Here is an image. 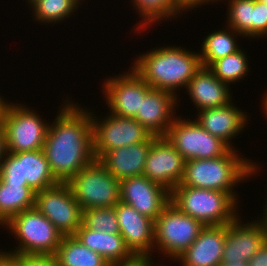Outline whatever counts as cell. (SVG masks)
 Returning a JSON list of instances; mask_svg holds the SVG:
<instances>
[{
	"instance_id": "24",
	"label": "cell",
	"mask_w": 267,
	"mask_h": 266,
	"mask_svg": "<svg viewBox=\"0 0 267 266\" xmlns=\"http://www.w3.org/2000/svg\"><path fill=\"white\" fill-rule=\"evenodd\" d=\"M238 35L244 39L241 34L226 25L225 28L213 30L205 36L199 52L202 66L209 67L214 61L238 51L241 48L237 40Z\"/></svg>"
},
{
	"instance_id": "3",
	"label": "cell",
	"mask_w": 267,
	"mask_h": 266,
	"mask_svg": "<svg viewBox=\"0 0 267 266\" xmlns=\"http://www.w3.org/2000/svg\"><path fill=\"white\" fill-rule=\"evenodd\" d=\"M257 164L259 163L241 156V152L235 149H229L224 155L212 159H189L185 161L180 184L199 189L236 192L234 189L240 183L246 182L251 176L260 175L258 171L262 168Z\"/></svg>"
},
{
	"instance_id": "34",
	"label": "cell",
	"mask_w": 267,
	"mask_h": 266,
	"mask_svg": "<svg viewBox=\"0 0 267 266\" xmlns=\"http://www.w3.org/2000/svg\"><path fill=\"white\" fill-rule=\"evenodd\" d=\"M217 1L219 2V0H175V3L183 12L187 13L195 8H201L202 5L205 6L214 2L218 4Z\"/></svg>"
},
{
	"instance_id": "39",
	"label": "cell",
	"mask_w": 267,
	"mask_h": 266,
	"mask_svg": "<svg viewBox=\"0 0 267 266\" xmlns=\"http://www.w3.org/2000/svg\"><path fill=\"white\" fill-rule=\"evenodd\" d=\"M219 266H248V262L245 261H229L227 263H221Z\"/></svg>"
},
{
	"instance_id": "9",
	"label": "cell",
	"mask_w": 267,
	"mask_h": 266,
	"mask_svg": "<svg viewBox=\"0 0 267 266\" xmlns=\"http://www.w3.org/2000/svg\"><path fill=\"white\" fill-rule=\"evenodd\" d=\"M164 137L185 160L212 159L224 155L230 149L219 138L203 129L193 117L191 120L177 116Z\"/></svg>"
},
{
	"instance_id": "12",
	"label": "cell",
	"mask_w": 267,
	"mask_h": 266,
	"mask_svg": "<svg viewBox=\"0 0 267 266\" xmlns=\"http://www.w3.org/2000/svg\"><path fill=\"white\" fill-rule=\"evenodd\" d=\"M35 207L63 236H70L82 224L83 210L67 183L59 182L35 193Z\"/></svg>"
},
{
	"instance_id": "19",
	"label": "cell",
	"mask_w": 267,
	"mask_h": 266,
	"mask_svg": "<svg viewBox=\"0 0 267 266\" xmlns=\"http://www.w3.org/2000/svg\"><path fill=\"white\" fill-rule=\"evenodd\" d=\"M196 116L195 120L203 129L219 138L230 149L236 150L232 139L239 136L250 121L247 112L235 106L233 101L222 107L196 112Z\"/></svg>"
},
{
	"instance_id": "40",
	"label": "cell",
	"mask_w": 267,
	"mask_h": 266,
	"mask_svg": "<svg viewBox=\"0 0 267 266\" xmlns=\"http://www.w3.org/2000/svg\"><path fill=\"white\" fill-rule=\"evenodd\" d=\"M262 101H261L262 105H260V106L262 107V110L264 112V117L266 119L267 118V90L265 92V95H263V100Z\"/></svg>"
},
{
	"instance_id": "16",
	"label": "cell",
	"mask_w": 267,
	"mask_h": 266,
	"mask_svg": "<svg viewBox=\"0 0 267 266\" xmlns=\"http://www.w3.org/2000/svg\"><path fill=\"white\" fill-rule=\"evenodd\" d=\"M115 211L125 245L137 259H154L155 221L119 201Z\"/></svg>"
},
{
	"instance_id": "1",
	"label": "cell",
	"mask_w": 267,
	"mask_h": 266,
	"mask_svg": "<svg viewBox=\"0 0 267 266\" xmlns=\"http://www.w3.org/2000/svg\"><path fill=\"white\" fill-rule=\"evenodd\" d=\"M69 98L65 97L54 121L49 122L42 149L52 174L61 183L95 160L91 110Z\"/></svg>"
},
{
	"instance_id": "14",
	"label": "cell",
	"mask_w": 267,
	"mask_h": 266,
	"mask_svg": "<svg viewBox=\"0 0 267 266\" xmlns=\"http://www.w3.org/2000/svg\"><path fill=\"white\" fill-rule=\"evenodd\" d=\"M246 222L239 215L227 224L221 263L237 260L248 262L267 240V220L264 217L258 216L257 220Z\"/></svg>"
},
{
	"instance_id": "27",
	"label": "cell",
	"mask_w": 267,
	"mask_h": 266,
	"mask_svg": "<svg viewBox=\"0 0 267 266\" xmlns=\"http://www.w3.org/2000/svg\"><path fill=\"white\" fill-rule=\"evenodd\" d=\"M54 256L58 266H110L100 254L87 248L74 235L63 236Z\"/></svg>"
},
{
	"instance_id": "38",
	"label": "cell",
	"mask_w": 267,
	"mask_h": 266,
	"mask_svg": "<svg viewBox=\"0 0 267 266\" xmlns=\"http://www.w3.org/2000/svg\"><path fill=\"white\" fill-rule=\"evenodd\" d=\"M153 259H136L134 262L123 265H114V266H153L155 263Z\"/></svg>"
},
{
	"instance_id": "44",
	"label": "cell",
	"mask_w": 267,
	"mask_h": 266,
	"mask_svg": "<svg viewBox=\"0 0 267 266\" xmlns=\"http://www.w3.org/2000/svg\"><path fill=\"white\" fill-rule=\"evenodd\" d=\"M160 263H161V262H159L158 265H157V263H155L153 266H166V265H164L163 263H161V264H160ZM167 266H168V265H167Z\"/></svg>"
},
{
	"instance_id": "37",
	"label": "cell",
	"mask_w": 267,
	"mask_h": 266,
	"mask_svg": "<svg viewBox=\"0 0 267 266\" xmlns=\"http://www.w3.org/2000/svg\"><path fill=\"white\" fill-rule=\"evenodd\" d=\"M7 154L6 136L4 128L0 122V163Z\"/></svg>"
},
{
	"instance_id": "25",
	"label": "cell",
	"mask_w": 267,
	"mask_h": 266,
	"mask_svg": "<svg viewBox=\"0 0 267 266\" xmlns=\"http://www.w3.org/2000/svg\"><path fill=\"white\" fill-rule=\"evenodd\" d=\"M130 4L141 18L134 28L135 33L147 32L154 24L176 19L184 13L176 5L175 0H131Z\"/></svg>"
},
{
	"instance_id": "6",
	"label": "cell",
	"mask_w": 267,
	"mask_h": 266,
	"mask_svg": "<svg viewBox=\"0 0 267 266\" xmlns=\"http://www.w3.org/2000/svg\"><path fill=\"white\" fill-rule=\"evenodd\" d=\"M15 103L5 101L0 116L6 136L7 152L42 150L49 121L46 123L47 121L43 120L33 107L20 104V101Z\"/></svg>"
},
{
	"instance_id": "4",
	"label": "cell",
	"mask_w": 267,
	"mask_h": 266,
	"mask_svg": "<svg viewBox=\"0 0 267 266\" xmlns=\"http://www.w3.org/2000/svg\"><path fill=\"white\" fill-rule=\"evenodd\" d=\"M237 192L199 189L178 184L171 191L170 202L181 212L199 220L204 226L227 225L240 214Z\"/></svg>"
},
{
	"instance_id": "10",
	"label": "cell",
	"mask_w": 267,
	"mask_h": 266,
	"mask_svg": "<svg viewBox=\"0 0 267 266\" xmlns=\"http://www.w3.org/2000/svg\"><path fill=\"white\" fill-rule=\"evenodd\" d=\"M0 180L5 184H27L35 193L59 183L43 150L7 152L0 163Z\"/></svg>"
},
{
	"instance_id": "31",
	"label": "cell",
	"mask_w": 267,
	"mask_h": 266,
	"mask_svg": "<svg viewBox=\"0 0 267 266\" xmlns=\"http://www.w3.org/2000/svg\"><path fill=\"white\" fill-rule=\"evenodd\" d=\"M82 223L96 232L120 233L115 206L83 210Z\"/></svg>"
},
{
	"instance_id": "26",
	"label": "cell",
	"mask_w": 267,
	"mask_h": 266,
	"mask_svg": "<svg viewBox=\"0 0 267 266\" xmlns=\"http://www.w3.org/2000/svg\"><path fill=\"white\" fill-rule=\"evenodd\" d=\"M35 207V192L27 184H5L0 180V226L18 213Z\"/></svg>"
},
{
	"instance_id": "29",
	"label": "cell",
	"mask_w": 267,
	"mask_h": 266,
	"mask_svg": "<svg viewBox=\"0 0 267 266\" xmlns=\"http://www.w3.org/2000/svg\"><path fill=\"white\" fill-rule=\"evenodd\" d=\"M242 47L235 53L214 61L208 68L221 81L228 85L244 80L250 72L247 52Z\"/></svg>"
},
{
	"instance_id": "45",
	"label": "cell",
	"mask_w": 267,
	"mask_h": 266,
	"mask_svg": "<svg viewBox=\"0 0 267 266\" xmlns=\"http://www.w3.org/2000/svg\"><path fill=\"white\" fill-rule=\"evenodd\" d=\"M259 1H261V2L265 3V4H266V6H267V0H259Z\"/></svg>"
},
{
	"instance_id": "42",
	"label": "cell",
	"mask_w": 267,
	"mask_h": 266,
	"mask_svg": "<svg viewBox=\"0 0 267 266\" xmlns=\"http://www.w3.org/2000/svg\"><path fill=\"white\" fill-rule=\"evenodd\" d=\"M0 94V116H1V111H2V108H3V105H4V102L7 100V98ZM6 99V100H5Z\"/></svg>"
},
{
	"instance_id": "22",
	"label": "cell",
	"mask_w": 267,
	"mask_h": 266,
	"mask_svg": "<svg viewBox=\"0 0 267 266\" xmlns=\"http://www.w3.org/2000/svg\"><path fill=\"white\" fill-rule=\"evenodd\" d=\"M156 138L152 135L146 142L108 151L99 161L119 181L143 175L150 145Z\"/></svg>"
},
{
	"instance_id": "8",
	"label": "cell",
	"mask_w": 267,
	"mask_h": 266,
	"mask_svg": "<svg viewBox=\"0 0 267 266\" xmlns=\"http://www.w3.org/2000/svg\"><path fill=\"white\" fill-rule=\"evenodd\" d=\"M67 184L82 210L114 207L120 201V181L97 159L76 173Z\"/></svg>"
},
{
	"instance_id": "2",
	"label": "cell",
	"mask_w": 267,
	"mask_h": 266,
	"mask_svg": "<svg viewBox=\"0 0 267 266\" xmlns=\"http://www.w3.org/2000/svg\"><path fill=\"white\" fill-rule=\"evenodd\" d=\"M136 56L131 62L132 68L152 88L168 91L176 97L180 96V88H186L202 67L198 51L177 45L157 46Z\"/></svg>"
},
{
	"instance_id": "21",
	"label": "cell",
	"mask_w": 267,
	"mask_h": 266,
	"mask_svg": "<svg viewBox=\"0 0 267 266\" xmlns=\"http://www.w3.org/2000/svg\"><path fill=\"white\" fill-rule=\"evenodd\" d=\"M197 112L222 107L232 102L230 85L219 80L208 68L202 66L185 88Z\"/></svg>"
},
{
	"instance_id": "7",
	"label": "cell",
	"mask_w": 267,
	"mask_h": 266,
	"mask_svg": "<svg viewBox=\"0 0 267 266\" xmlns=\"http://www.w3.org/2000/svg\"><path fill=\"white\" fill-rule=\"evenodd\" d=\"M204 225L181 212L171 202L156 218L154 226V250L175 262L197 239Z\"/></svg>"
},
{
	"instance_id": "36",
	"label": "cell",
	"mask_w": 267,
	"mask_h": 266,
	"mask_svg": "<svg viewBox=\"0 0 267 266\" xmlns=\"http://www.w3.org/2000/svg\"><path fill=\"white\" fill-rule=\"evenodd\" d=\"M0 266H18L17 259L0 249Z\"/></svg>"
},
{
	"instance_id": "11",
	"label": "cell",
	"mask_w": 267,
	"mask_h": 266,
	"mask_svg": "<svg viewBox=\"0 0 267 266\" xmlns=\"http://www.w3.org/2000/svg\"><path fill=\"white\" fill-rule=\"evenodd\" d=\"M92 111L93 149L97 160L108 151L146 142L152 136L135 118L119 117L111 113L101 118Z\"/></svg>"
},
{
	"instance_id": "28",
	"label": "cell",
	"mask_w": 267,
	"mask_h": 266,
	"mask_svg": "<svg viewBox=\"0 0 267 266\" xmlns=\"http://www.w3.org/2000/svg\"><path fill=\"white\" fill-rule=\"evenodd\" d=\"M85 0H38L29 9L32 11V20L39 21L40 25L61 23L75 15L76 10ZM80 4V5H79ZM48 23V24H47Z\"/></svg>"
},
{
	"instance_id": "18",
	"label": "cell",
	"mask_w": 267,
	"mask_h": 266,
	"mask_svg": "<svg viewBox=\"0 0 267 266\" xmlns=\"http://www.w3.org/2000/svg\"><path fill=\"white\" fill-rule=\"evenodd\" d=\"M179 99L168 91L151 88L141 98L140 111H137L135 119L153 136L164 137L177 117Z\"/></svg>"
},
{
	"instance_id": "43",
	"label": "cell",
	"mask_w": 267,
	"mask_h": 266,
	"mask_svg": "<svg viewBox=\"0 0 267 266\" xmlns=\"http://www.w3.org/2000/svg\"><path fill=\"white\" fill-rule=\"evenodd\" d=\"M25 1L28 3L27 7L30 8L38 0H25Z\"/></svg>"
},
{
	"instance_id": "20",
	"label": "cell",
	"mask_w": 267,
	"mask_h": 266,
	"mask_svg": "<svg viewBox=\"0 0 267 266\" xmlns=\"http://www.w3.org/2000/svg\"><path fill=\"white\" fill-rule=\"evenodd\" d=\"M227 225L204 226L197 239L176 260L179 266H219Z\"/></svg>"
},
{
	"instance_id": "35",
	"label": "cell",
	"mask_w": 267,
	"mask_h": 266,
	"mask_svg": "<svg viewBox=\"0 0 267 266\" xmlns=\"http://www.w3.org/2000/svg\"><path fill=\"white\" fill-rule=\"evenodd\" d=\"M248 266H267V240L258 252L248 261Z\"/></svg>"
},
{
	"instance_id": "15",
	"label": "cell",
	"mask_w": 267,
	"mask_h": 266,
	"mask_svg": "<svg viewBox=\"0 0 267 266\" xmlns=\"http://www.w3.org/2000/svg\"><path fill=\"white\" fill-rule=\"evenodd\" d=\"M185 161L165 137H157L150 145L143 175L171 192L183 179Z\"/></svg>"
},
{
	"instance_id": "5",
	"label": "cell",
	"mask_w": 267,
	"mask_h": 266,
	"mask_svg": "<svg viewBox=\"0 0 267 266\" xmlns=\"http://www.w3.org/2000/svg\"><path fill=\"white\" fill-rule=\"evenodd\" d=\"M4 227L17 240V246L12 251H4L8 254L55 255L63 238L62 233L36 207L18 213Z\"/></svg>"
},
{
	"instance_id": "33",
	"label": "cell",
	"mask_w": 267,
	"mask_h": 266,
	"mask_svg": "<svg viewBox=\"0 0 267 266\" xmlns=\"http://www.w3.org/2000/svg\"><path fill=\"white\" fill-rule=\"evenodd\" d=\"M17 261L18 266H58L54 255L41 254H11Z\"/></svg>"
},
{
	"instance_id": "13",
	"label": "cell",
	"mask_w": 267,
	"mask_h": 266,
	"mask_svg": "<svg viewBox=\"0 0 267 266\" xmlns=\"http://www.w3.org/2000/svg\"><path fill=\"white\" fill-rule=\"evenodd\" d=\"M103 79L102 94L113 115L135 118L140 111L141 98L152 88L131 66L127 72Z\"/></svg>"
},
{
	"instance_id": "17",
	"label": "cell",
	"mask_w": 267,
	"mask_h": 266,
	"mask_svg": "<svg viewBox=\"0 0 267 266\" xmlns=\"http://www.w3.org/2000/svg\"><path fill=\"white\" fill-rule=\"evenodd\" d=\"M119 190L122 203L132 206L154 221L171 200L169 190L144 175L121 180Z\"/></svg>"
},
{
	"instance_id": "41",
	"label": "cell",
	"mask_w": 267,
	"mask_h": 266,
	"mask_svg": "<svg viewBox=\"0 0 267 266\" xmlns=\"http://www.w3.org/2000/svg\"><path fill=\"white\" fill-rule=\"evenodd\" d=\"M266 191H267V188H266ZM265 193L267 194V192H265ZM265 196H266V199H264L265 200V205H263V207H262L263 210H261V212H263V213L261 215H259V216H262L267 220V195H265Z\"/></svg>"
},
{
	"instance_id": "32",
	"label": "cell",
	"mask_w": 267,
	"mask_h": 266,
	"mask_svg": "<svg viewBox=\"0 0 267 266\" xmlns=\"http://www.w3.org/2000/svg\"><path fill=\"white\" fill-rule=\"evenodd\" d=\"M267 38V6L253 0V39Z\"/></svg>"
},
{
	"instance_id": "30",
	"label": "cell",
	"mask_w": 267,
	"mask_h": 266,
	"mask_svg": "<svg viewBox=\"0 0 267 266\" xmlns=\"http://www.w3.org/2000/svg\"><path fill=\"white\" fill-rule=\"evenodd\" d=\"M227 5L225 25L244 38L253 39V0H219Z\"/></svg>"
},
{
	"instance_id": "23",
	"label": "cell",
	"mask_w": 267,
	"mask_h": 266,
	"mask_svg": "<svg viewBox=\"0 0 267 266\" xmlns=\"http://www.w3.org/2000/svg\"><path fill=\"white\" fill-rule=\"evenodd\" d=\"M74 236L87 248L100 254L110 266L129 264L137 259L120 233L96 232L82 223Z\"/></svg>"
}]
</instances>
